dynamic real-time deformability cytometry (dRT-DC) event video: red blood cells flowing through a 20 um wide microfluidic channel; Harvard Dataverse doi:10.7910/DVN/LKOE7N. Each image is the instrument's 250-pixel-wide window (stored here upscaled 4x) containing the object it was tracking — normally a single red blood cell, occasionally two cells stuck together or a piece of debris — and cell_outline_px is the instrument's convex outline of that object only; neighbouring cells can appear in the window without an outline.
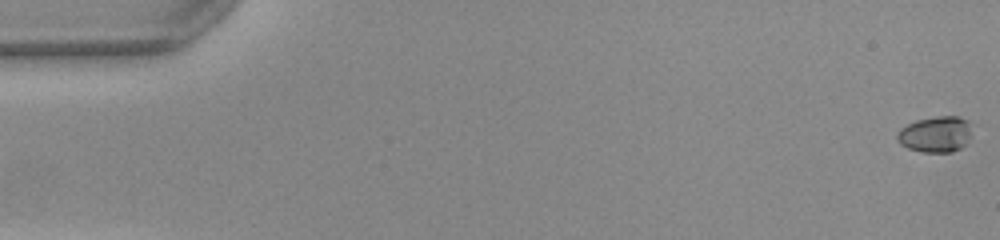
{"species": "common noctule bat (a hibernating species)", "species_latin": "Nyctalus noctula", "temperature_condition": "warm", "stored_images_in_passage": 52, "camera_frame_rate_fps": 3000, "um_per_image_px": 0.085, "animal": {"sex": "female", "body_mass_g": 22.0, "forearm_length_mm": 56.7}, "frame": {"image": 1, "passage_image": 1, "time_ms": 0.0, "image_size_px": [1000, 240], "cell_outline_px": [[968, 136], [964, 144], [960, 148], [952, 152], [920, 152], [908, 148], [900, 144], [896, 140], [896, 136], [900, 128], [916, 120], [936, 116], [956, 116], [968, 120]], "centroid_in_image_um": [79.44, 11.41], "position_along_channel_um": 5.6, "area_um2": 15.43}}
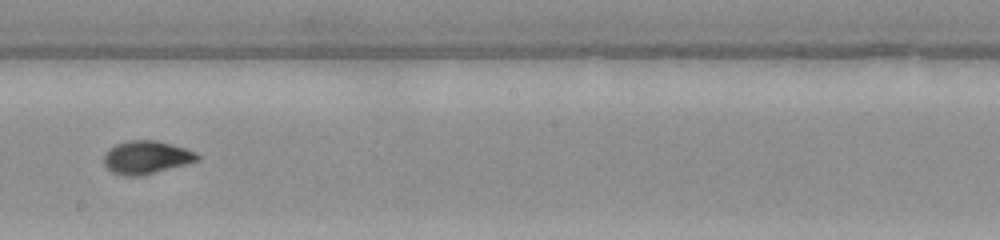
{"frame": {"image": 2, "passage_image": 30, "time_ms": 9.667, "image_size_px": [1000, 240], "cell_outline_px": [[200, 160], [140, 176], [124, 176], [112, 172], [104, 164], [104, 152], [108, 148], [116, 144], [128, 140], [156, 140], [172, 144], [196, 152], [200, 156]], "centroid_in_image_um": [12.42, 13.36], "position_along_channel_um": 235.8, "area_um2": 18.03}}
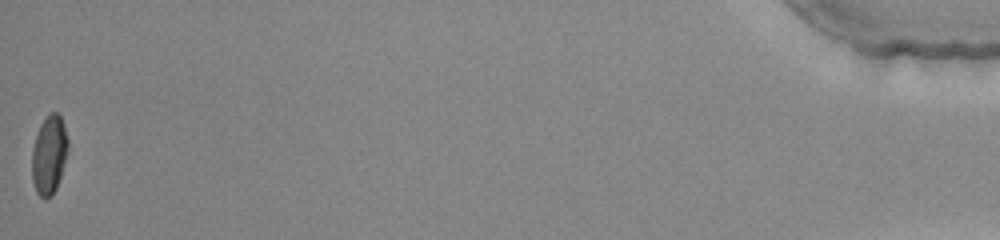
{"frame": {"image": 3, "passage_image": 52, "time_ms": 17.0, "image_size_px": [1000, 240], "cell_outline_px": [[68, 148], [60, 176], [56, 188], [44, 200], [36, 192], [32, 180], [32, 148], [40, 124], [48, 112], [56, 112], [60, 116], [64, 124], [68, 140]], "centroid_in_image_um": [4.16, 13.11], "position_along_channel_um": 431.0, "area_um2": 16.42}, "authors_computed_cell_mechanics": {"area_um2": 16.9065, "velocity_mm_per_s": 4.0323, "shape_relaxation_time_tau1_ms": 3.279, "shape_relaxation_time_tau2_ms": 1.4402, "deformation_change_tau1": 0.1772, "deformation_change_tau2": 0.0587}}